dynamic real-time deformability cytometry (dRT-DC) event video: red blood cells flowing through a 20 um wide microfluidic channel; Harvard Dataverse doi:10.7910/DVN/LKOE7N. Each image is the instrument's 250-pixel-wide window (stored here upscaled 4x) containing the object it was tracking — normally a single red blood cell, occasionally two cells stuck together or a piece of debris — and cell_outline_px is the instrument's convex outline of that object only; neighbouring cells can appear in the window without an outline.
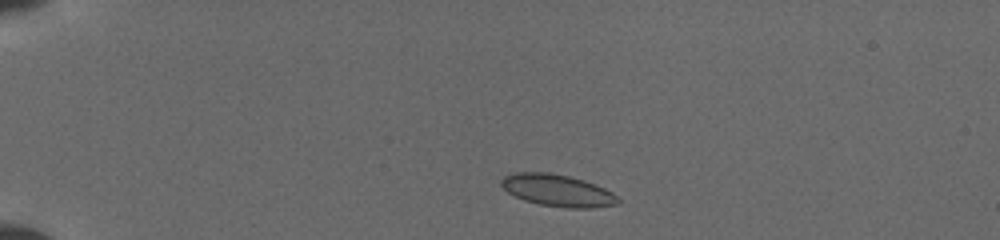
{"species": "common noctule bat (a hibernating species)", "species_latin": "Nyctalus noctula", "temperature_condition": "cold", "stored_images_in_passage": 47, "camera_frame_rate_fps": 3000, "um_per_image_px": 0.085, "animal": {"sex": "female", "body_mass_g": 19.5, "forearm_length_mm": 54.1}, "frame": {"image": 1, "passage_image": 2, "time_ms": 0.333, "image_size_px": [1000, 240], "cell_outline_px": [[620, 204], [592, 208], [568, 208], [540, 204], [524, 200], [508, 192], [500, 184], [500, 180], [504, 176], [516, 172], [548, 172], [568, 176], [584, 180], [596, 184], [612, 192], [620, 200]], "centroid_in_image_um": [47.41, 16.18], "position_along_channel_um": 37.6, "area_um2": 21.73}}
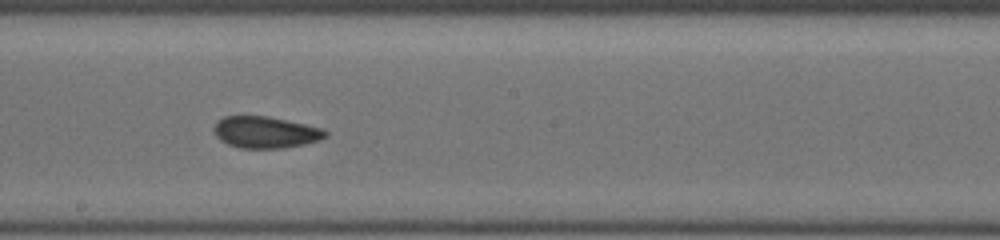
{"frame": {"image": 2, "passage_image": 18, "time_ms": 6.667, "image_size_px": [1000, 240], "cell_outline_px": [[328, 136], [320, 140], [304, 144], [284, 148], [240, 148], [228, 144], [220, 140], [212, 132], [212, 128], [216, 120], [224, 116], [268, 116], [324, 128], [328, 132]], "centroid_in_image_um": [22.55, 11.24], "position_along_channel_um": 225.6, "area_um2": 20.87}}
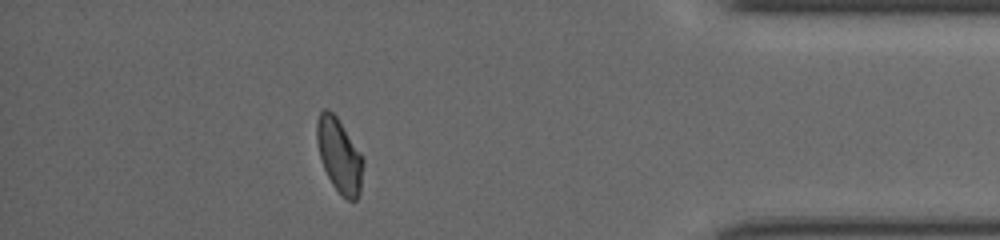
{"frame": {"image": 3, "passage_image": 36, "time_ms": 12.0, "image_size_px": [1000, 240], "cell_outline_px": [[364, 164], [360, 192], [356, 200], [348, 200], [332, 184], [324, 168], [320, 156], [316, 140], [316, 120], [320, 112], [324, 108], [328, 108], [336, 116], [364, 160]], "centroid_in_image_um": [28.83, 13.2], "position_along_channel_um": 406.4, "area_um2": 19.65}}